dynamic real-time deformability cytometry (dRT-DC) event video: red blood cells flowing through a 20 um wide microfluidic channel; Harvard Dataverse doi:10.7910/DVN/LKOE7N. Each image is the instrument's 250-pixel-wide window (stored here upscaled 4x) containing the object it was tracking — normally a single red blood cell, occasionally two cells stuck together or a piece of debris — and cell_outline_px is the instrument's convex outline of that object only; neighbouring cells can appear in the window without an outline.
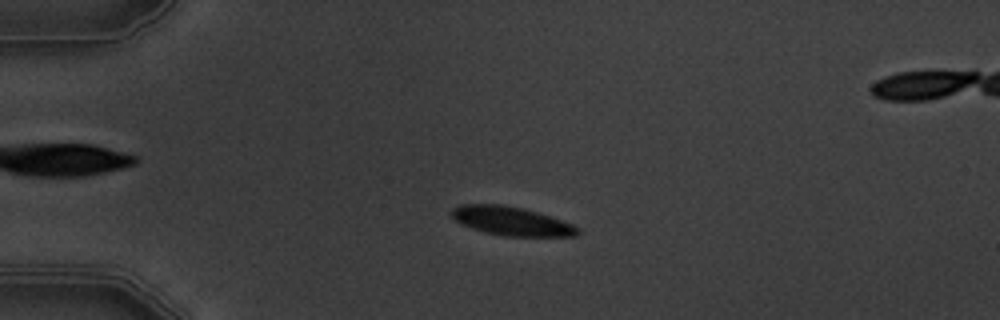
{"species": "common noctule bat (a hibernating species)", "species_latin": "Nyctalus noctula", "temperature_condition": "warm", "stored_images_in_passage": 6, "camera_frame_rate_fps": 3000, "um_per_image_px": 0.085, "animal": {"sex": "male", "body_mass_g": 19.5, "forearm_length_mm": 54.6}, "frame": {"image": 1, "passage_image": 4, "time_ms": 3.333, "image_size_px": [1000, 320], "cell_outline_px": [[580, 232], [576, 236], [504, 236], [484, 232], [460, 224], [452, 216], [452, 208], [460, 204], [504, 204], [524, 208], [572, 224], [580, 228]], "centroid_in_image_um": [43.45, 18.79], "position_along_channel_um": 41.6, "area_um2": 21.1}}